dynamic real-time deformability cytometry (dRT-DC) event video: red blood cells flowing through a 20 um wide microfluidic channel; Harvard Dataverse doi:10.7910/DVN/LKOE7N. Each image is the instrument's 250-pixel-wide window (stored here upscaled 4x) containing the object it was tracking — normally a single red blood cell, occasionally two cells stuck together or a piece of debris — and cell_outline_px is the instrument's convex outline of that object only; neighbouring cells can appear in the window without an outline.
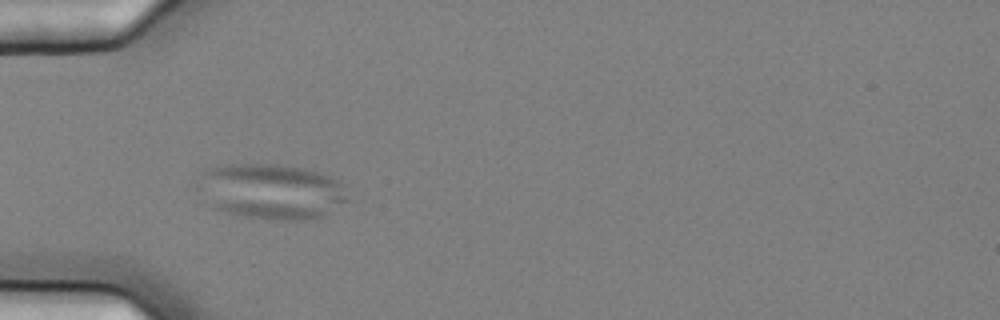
{"species": "common noctule bat (a hibernating species)", "species_latin": "Nyctalus noctula", "temperature_condition": "cold", "stored_images_in_passage": 40, "camera_frame_rate_fps": 3000, "um_per_image_px": 0.085, "animal": {"sex": "female", "body_mass_g": 25.1}, "frame": {"image": 1, "passage_image": 1, "time_ms": 0.0, "image_size_px": [1000, 320], "cell_outline_px": [[352, 200], [324, 216], [312, 220], [276, 220], [244, 216], [212, 208], [204, 176], [204, 168], [224, 164], [276, 164], [304, 168], [320, 172], [332, 176], [340, 180]], "centroid_in_image_um": [23.29, 16.27], "position_along_channel_um": 61.7, "area_um2": 48.03}}